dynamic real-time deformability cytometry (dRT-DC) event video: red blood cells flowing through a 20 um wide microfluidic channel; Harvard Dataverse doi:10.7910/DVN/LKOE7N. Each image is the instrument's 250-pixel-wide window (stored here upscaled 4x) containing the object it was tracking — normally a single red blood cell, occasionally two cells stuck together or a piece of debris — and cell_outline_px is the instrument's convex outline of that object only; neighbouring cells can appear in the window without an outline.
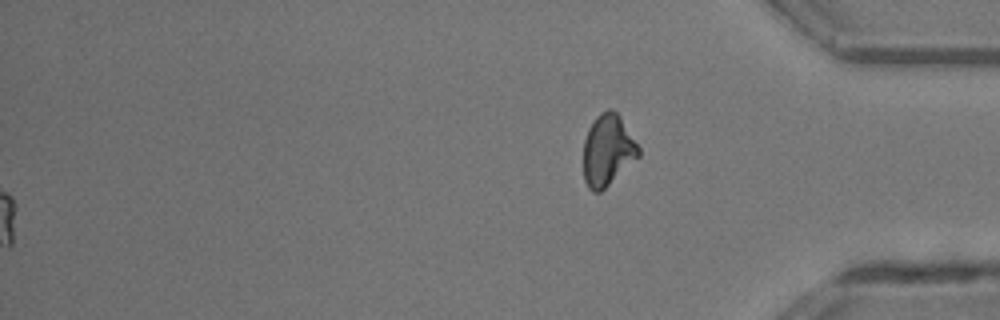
{"species": "common noctule bat (a hibernating species)", "species_latin": "Nyctalus noctula", "temperature_condition": "room temperature", "stored_images_in_passage": 49, "segment_of_instrument_passage": [2, 2], "camera_frame_rate_fps": 3000, "um_per_image_px": 0.085, "animal": {"sex": "male", "body_mass_g": 13.3}, "frame": {"image": 1, "passage_image": 49, "time_ms": 16.0, "image_size_px": [1000, 320], "cell_outline_px": [[640, 156], [600, 192], [592, 192], [588, 188], [584, 180], [584, 140], [588, 128], [596, 116], [600, 112], [608, 108], [612, 108], [620, 116], [640, 148]], "centroid_in_image_um": [51.65, 12.75], "position_along_channel_um": 383.6, "area_um2": 22.95}}